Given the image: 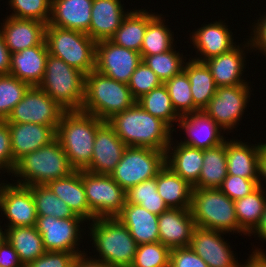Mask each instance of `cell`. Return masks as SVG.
Segmentation results:
<instances>
[{
    "label": "cell",
    "instance_id": "17",
    "mask_svg": "<svg viewBox=\"0 0 266 267\" xmlns=\"http://www.w3.org/2000/svg\"><path fill=\"white\" fill-rule=\"evenodd\" d=\"M225 232L195 227L190 247L200 256L208 267H238V256L225 241ZM223 236V237H222ZM237 257V258H236Z\"/></svg>",
    "mask_w": 266,
    "mask_h": 267
},
{
    "label": "cell",
    "instance_id": "28",
    "mask_svg": "<svg viewBox=\"0 0 266 267\" xmlns=\"http://www.w3.org/2000/svg\"><path fill=\"white\" fill-rule=\"evenodd\" d=\"M166 165L183 180L194 186L201 173L203 150L184 145L172 137L166 150Z\"/></svg>",
    "mask_w": 266,
    "mask_h": 267
},
{
    "label": "cell",
    "instance_id": "35",
    "mask_svg": "<svg viewBox=\"0 0 266 267\" xmlns=\"http://www.w3.org/2000/svg\"><path fill=\"white\" fill-rule=\"evenodd\" d=\"M227 176L226 141L203 150V165L193 188L219 189Z\"/></svg>",
    "mask_w": 266,
    "mask_h": 267
},
{
    "label": "cell",
    "instance_id": "5",
    "mask_svg": "<svg viewBox=\"0 0 266 267\" xmlns=\"http://www.w3.org/2000/svg\"><path fill=\"white\" fill-rule=\"evenodd\" d=\"M135 102L128 84L118 82L97 70L86 74L82 111L107 122Z\"/></svg>",
    "mask_w": 266,
    "mask_h": 267
},
{
    "label": "cell",
    "instance_id": "39",
    "mask_svg": "<svg viewBox=\"0 0 266 267\" xmlns=\"http://www.w3.org/2000/svg\"><path fill=\"white\" fill-rule=\"evenodd\" d=\"M32 191L37 216H52L59 219L80 217L47 185L28 186Z\"/></svg>",
    "mask_w": 266,
    "mask_h": 267
},
{
    "label": "cell",
    "instance_id": "12",
    "mask_svg": "<svg viewBox=\"0 0 266 267\" xmlns=\"http://www.w3.org/2000/svg\"><path fill=\"white\" fill-rule=\"evenodd\" d=\"M85 222L87 221L82 217L59 219L52 216H37L36 228L42 236L46 251L82 254L87 250L84 248L82 251L79 248L80 243H83V235L86 236V229L83 228L87 224Z\"/></svg>",
    "mask_w": 266,
    "mask_h": 267
},
{
    "label": "cell",
    "instance_id": "19",
    "mask_svg": "<svg viewBox=\"0 0 266 267\" xmlns=\"http://www.w3.org/2000/svg\"><path fill=\"white\" fill-rule=\"evenodd\" d=\"M245 40L246 41L243 42L244 44L239 43L230 51L204 61L210 69L217 87L237 86L250 83V81H247V78H244L245 75H243L247 67L246 54L252 53V51H250L251 45L249 40L247 38Z\"/></svg>",
    "mask_w": 266,
    "mask_h": 267
},
{
    "label": "cell",
    "instance_id": "18",
    "mask_svg": "<svg viewBox=\"0 0 266 267\" xmlns=\"http://www.w3.org/2000/svg\"><path fill=\"white\" fill-rule=\"evenodd\" d=\"M183 131L180 143L198 149H208L220 145L228 138L224 130L203 110L183 115L177 122V131Z\"/></svg>",
    "mask_w": 266,
    "mask_h": 267
},
{
    "label": "cell",
    "instance_id": "52",
    "mask_svg": "<svg viewBox=\"0 0 266 267\" xmlns=\"http://www.w3.org/2000/svg\"><path fill=\"white\" fill-rule=\"evenodd\" d=\"M0 267H24L17 252L5 238L0 242Z\"/></svg>",
    "mask_w": 266,
    "mask_h": 267
},
{
    "label": "cell",
    "instance_id": "29",
    "mask_svg": "<svg viewBox=\"0 0 266 267\" xmlns=\"http://www.w3.org/2000/svg\"><path fill=\"white\" fill-rule=\"evenodd\" d=\"M48 54L47 45H38L11 54L9 74L30 86H38L45 72Z\"/></svg>",
    "mask_w": 266,
    "mask_h": 267
},
{
    "label": "cell",
    "instance_id": "49",
    "mask_svg": "<svg viewBox=\"0 0 266 267\" xmlns=\"http://www.w3.org/2000/svg\"><path fill=\"white\" fill-rule=\"evenodd\" d=\"M77 255L70 252L46 251L26 267H73Z\"/></svg>",
    "mask_w": 266,
    "mask_h": 267
},
{
    "label": "cell",
    "instance_id": "53",
    "mask_svg": "<svg viewBox=\"0 0 266 267\" xmlns=\"http://www.w3.org/2000/svg\"><path fill=\"white\" fill-rule=\"evenodd\" d=\"M255 247V249L253 248ZM251 254H248L247 260L242 263L239 261L238 267H266V251L261 248H256L253 245Z\"/></svg>",
    "mask_w": 266,
    "mask_h": 267
},
{
    "label": "cell",
    "instance_id": "27",
    "mask_svg": "<svg viewBox=\"0 0 266 267\" xmlns=\"http://www.w3.org/2000/svg\"><path fill=\"white\" fill-rule=\"evenodd\" d=\"M117 218L138 245L159 242L158 215L140 205L126 203Z\"/></svg>",
    "mask_w": 266,
    "mask_h": 267
},
{
    "label": "cell",
    "instance_id": "26",
    "mask_svg": "<svg viewBox=\"0 0 266 267\" xmlns=\"http://www.w3.org/2000/svg\"><path fill=\"white\" fill-rule=\"evenodd\" d=\"M262 141L257 144L243 142L241 139L226 140L227 174L258 180V159Z\"/></svg>",
    "mask_w": 266,
    "mask_h": 267
},
{
    "label": "cell",
    "instance_id": "24",
    "mask_svg": "<svg viewBox=\"0 0 266 267\" xmlns=\"http://www.w3.org/2000/svg\"><path fill=\"white\" fill-rule=\"evenodd\" d=\"M123 0H94L88 35L95 42L109 40L131 11L125 10Z\"/></svg>",
    "mask_w": 266,
    "mask_h": 267
},
{
    "label": "cell",
    "instance_id": "56",
    "mask_svg": "<svg viewBox=\"0 0 266 267\" xmlns=\"http://www.w3.org/2000/svg\"><path fill=\"white\" fill-rule=\"evenodd\" d=\"M258 186L266 190V140L262 142V148L258 159Z\"/></svg>",
    "mask_w": 266,
    "mask_h": 267
},
{
    "label": "cell",
    "instance_id": "7",
    "mask_svg": "<svg viewBox=\"0 0 266 267\" xmlns=\"http://www.w3.org/2000/svg\"><path fill=\"white\" fill-rule=\"evenodd\" d=\"M82 71L48 54L43 78L38 85L66 111L81 110L85 95Z\"/></svg>",
    "mask_w": 266,
    "mask_h": 267
},
{
    "label": "cell",
    "instance_id": "46",
    "mask_svg": "<svg viewBox=\"0 0 266 267\" xmlns=\"http://www.w3.org/2000/svg\"><path fill=\"white\" fill-rule=\"evenodd\" d=\"M163 84L156 73L150 69L143 61L137 66L131 75L128 87L132 97L137 100L142 95L149 93L154 88Z\"/></svg>",
    "mask_w": 266,
    "mask_h": 267
},
{
    "label": "cell",
    "instance_id": "37",
    "mask_svg": "<svg viewBox=\"0 0 266 267\" xmlns=\"http://www.w3.org/2000/svg\"><path fill=\"white\" fill-rule=\"evenodd\" d=\"M136 102L145 111L164 121L173 132H177L174 127L181 116L174 109L170 95L164 84L142 95Z\"/></svg>",
    "mask_w": 266,
    "mask_h": 267
},
{
    "label": "cell",
    "instance_id": "48",
    "mask_svg": "<svg viewBox=\"0 0 266 267\" xmlns=\"http://www.w3.org/2000/svg\"><path fill=\"white\" fill-rule=\"evenodd\" d=\"M16 163L13 161L11 151L10 131L6 120H0V174L8 173L11 175ZM1 177L3 175H0Z\"/></svg>",
    "mask_w": 266,
    "mask_h": 267
},
{
    "label": "cell",
    "instance_id": "50",
    "mask_svg": "<svg viewBox=\"0 0 266 267\" xmlns=\"http://www.w3.org/2000/svg\"><path fill=\"white\" fill-rule=\"evenodd\" d=\"M169 267H208L190 246L170 250Z\"/></svg>",
    "mask_w": 266,
    "mask_h": 267
},
{
    "label": "cell",
    "instance_id": "15",
    "mask_svg": "<svg viewBox=\"0 0 266 267\" xmlns=\"http://www.w3.org/2000/svg\"><path fill=\"white\" fill-rule=\"evenodd\" d=\"M141 61L140 52L118 46L110 40L96 44L95 70L118 82L128 84Z\"/></svg>",
    "mask_w": 266,
    "mask_h": 267
},
{
    "label": "cell",
    "instance_id": "44",
    "mask_svg": "<svg viewBox=\"0 0 266 267\" xmlns=\"http://www.w3.org/2000/svg\"><path fill=\"white\" fill-rule=\"evenodd\" d=\"M12 13L18 19H33L48 24L51 17L52 0H8Z\"/></svg>",
    "mask_w": 266,
    "mask_h": 267
},
{
    "label": "cell",
    "instance_id": "30",
    "mask_svg": "<svg viewBox=\"0 0 266 267\" xmlns=\"http://www.w3.org/2000/svg\"><path fill=\"white\" fill-rule=\"evenodd\" d=\"M50 190L63 200L73 212L84 220H94L96 217L90 211L87 203L81 170H75L64 178L55 179L47 184Z\"/></svg>",
    "mask_w": 266,
    "mask_h": 267
},
{
    "label": "cell",
    "instance_id": "58",
    "mask_svg": "<svg viewBox=\"0 0 266 267\" xmlns=\"http://www.w3.org/2000/svg\"><path fill=\"white\" fill-rule=\"evenodd\" d=\"M0 219H1V218H0ZM0 221H1V220H0ZM1 224H2V222H0V242H1L2 239L4 238V231H3L4 228H2Z\"/></svg>",
    "mask_w": 266,
    "mask_h": 267
},
{
    "label": "cell",
    "instance_id": "9",
    "mask_svg": "<svg viewBox=\"0 0 266 267\" xmlns=\"http://www.w3.org/2000/svg\"><path fill=\"white\" fill-rule=\"evenodd\" d=\"M166 165V151L126 147L111 177L125 190L156 177Z\"/></svg>",
    "mask_w": 266,
    "mask_h": 267
},
{
    "label": "cell",
    "instance_id": "33",
    "mask_svg": "<svg viewBox=\"0 0 266 267\" xmlns=\"http://www.w3.org/2000/svg\"><path fill=\"white\" fill-rule=\"evenodd\" d=\"M3 230L4 238L15 249L24 267L46 252L36 226L10 227Z\"/></svg>",
    "mask_w": 266,
    "mask_h": 267
},
{
    "label": "cell",
    "instance_id": "16",
    "mask_svg": "<svg viewBox=\"0 0 266 267\" xmlns=\"http://www.w3.org/2000/svg\"><path fill=\"white\" fill-rule=\"evenodd\" d=\"M213 23H203L201 27L190 32V44H193L194 51L198 54L193 60L204 62L205 60L226 53L234 48L237 42L234 41L232 29L228 28L226 20L218 19Z\"/></svg>",
    "mask_w": 266,
    "mask_h": 267
},
{
    "label": "cell",
    "instance_id": "6",
    "mask_svg": "<svg viewBox=\"0 0 266 267\" xmlns=\"http://www.w3.org/2000/svg\"><path fill=\"white\" fill-rule=\"evenodd\" d=\"M190 210L197 227L247 236L239 227L234 201L220 189L193 188Z\"/></svg>",
    "mask_w": 266,
    "mask_h": 267
},
{
    "label": "cell",
    "instance_id": "1",
    "mask_svg": "<svg viewBox=\"0 0 266 267\" xmlns=\"http://www.w3.org/2000/svg\"><path fill=\"white\" fill-rule=\"evenodd\" d=\"M107 122L128 147L166 151L174 134L164 121L145 111L137 102Z\"/></svg>",
    "mask_w": 266,
    "mask_h": 267
},
{
    "label": "cell",
    "instance_id": "43",
    "mask_svg": "<svg viewBox=\"0 0 266 267\" xmlns=\"http://www.w3.org/2000/svg\"><path fill=\"white\" fill-rule=\"evenodd\" d=\"M30 85L11 74L0 75V120H6Z\"/></svg>",
    "mask_w": 266,
    "mask_h": 267
},
{
    "label": "cell",
    "instance_id": "42",
    "mask_svg": "<svg viewBox=\"0 0 266 267\" xmlns=\"http://www.w3.org/2000/svg\"><path fill=\"white\" fill-rule=\"evenodd\" d=\"M164 85L174 109L180 116L200 111L193 103L190 80L184 70L166 81Z\"/></svg>",
    "mask_w": 266,
    "mask_h": 267
},
{
    "label": "cell",
    "instance_id": "51",
    "mask_svg": "<svg viewBox=\"0 0 266 267\" xmlns=\"http://www.w3.org/2000/svg\"><path fill=\"white\" fill-rule=\"evenodd\" d=\"M263 14H259V19L256 17L257 21L253 20L255 22L252 23L253 25L251 24V33L247 37H249L251 51L253 53L254 51L257 53L260 52L266 59V12L263 11Z\"/></svg>",
    "mask_w": 266,
    "mask_h": 267
},
{
    "label": "cell",
    "instance_id": "13",
    "mask_svg": "<svg viewBox=\"0 0 266 267\" xmlns=\"http://www.w3.org/2000/svg\"><path fill=\"white\" fill-rule=\"evenodd\" d=\"M66 110L38 86H30L6 119L7 123H34L56 131Z\"/></svg>",
    "mask_w": 266,
    "mask_h": 267
},
{
    "label": "cell",
    "instance_id": "40",
    "mask_svg": "<svg viewBox=\"0 0 266 267\" xmlns=\"http://www.w3.org/2000/svg\"><path fill=\"white\" fill-rule=\"evenodd\" d=\"M177 46H174L171 50L154 55H141L142 61L152 69L160 81L164 84L170 80L173 76L179 74L183 68L188 56H184L180 50L176 51Z\"/></svg>",
    "mask_w": 266,
    "mask_h": 267
},
{
    "label": "cell",
    "instance_id": "8",
    "mask_svg": "<svg viewBox=\"0 0 266 267\" xmlns=\"http://www.w3.org/2000/svg\"><path fill=\"white\" fill-rule=\"evenodd\" d=\"M45 42L50 55L85 74L95 70L97 42L86 33L46 26Z\"/></svg>",
    "mask_w": 266,
    "mask_h": 267
},
{
    "label": "cell",
    "instance_id": "2",
    "mask_svg": "<svg viewBox=\"0 0 266 267\" xmlns=\"http://www.w3.org/2000/svg\"><path fill=\"white\" fill-rule=\"evenodd\" d=\"M87 226V236L91 238L94 248L92 251L94 254L97 252L94 256L89 254L91 257L104 261L111 267L131 266L138 244L117 217L95 218Z\"/></svg>",
    "mask_w": 266,
    "mask_h": 267
},
{
    "label": "cell",
    "instance_id": "11",
    "mask_svg": "<svg viewBox=\"0 0 266 267\" xmlns=\"http://www.w3.org/2000/svg\"><path fill=\"white\" fill-rule=\"evenodd\" d=\"M83 185L90 211L96 218L117 217L126 204V191L106 174L81 170Z\"/></svg>",
    "mask_w": 266,
    "mask_h": 267
},
{
    "label": "cell",
    "instance_id": "36",
    "mask_svg": "<svg viewBox=\"0 0 266 267\" xmlns=\"http://www.w3.org/2000/svg\"><path fill=\"white\" fill-rule=\"evenodd\" d=\"M258 186L247 196L234 201L240 229L248 236L258 225L266 204V190Z\"/></svg>",
    "mask_w": 266,
    "mask_h": 267
},
{
    "label": "cell",
    "instance_id": "34",
    "mask_svg": "<svg viewBox=\"0 0 266 267\" xmlns=\"http://www.w3.org/2000/svg\"><path fill=\"white\" fill-rule=\"evenodd\" d=\"M189 58L185 62L183 70L190 80L193 103L202 111L216 94L217 86L207 65Z\"/></svg>",
    "mask_w": 266,
    "mask_h": 267
},
{
    "label": "cell",
    "instance_id": "47",
    "mask_svg": "<svg viewBox=\"0 0 266 267\" xmlns=\"http://www.w3.org/2000/svg\"><path fill=\"white\" fill-rule=\"evenodd\" d=\"M258 187V180L227 174L219 188L231 200L241 199Z\"/></svg>",
    "mask_w": 266,
    "mask_h": 267
},
{
    "label": "cell",
    "instance_id": "41",
    "mask_svg": "<svg viewBox=\"0 0 266 267\" xmlns=\"http://www.w3.org/2000/svg\"><path fill=\"white\" fill-rule=\"evenodd\" d=\"M126 203L140 205L158 216L168 209L158 194L156 177L129 188L126 191Z\"/></svg>",
    "mask_w": 266,
    "mask_h": 267
},
{
    "label": "cell",
    "instance_id": "54",
    "mask_svg": "<svg viewBox=\"0 0 266 267\" xmlns=\"http://www.w3.org/2000/svg\"><path fill=\"white\" fill-rule=\"evenodd\" d=\"M87 252L76 256L73 267H111L104 261L88 256Z\"/></svg>",
    "mask_w": 266,
    "mask_h": 267
},
{
    "label": "cell",
    "instance_id": "32",
    "mask_svg": "<svg viewBox=\"0 0 266 267\" xmlns=\"http://www.w3.org/2000/svg\"><path fill=\"white\" fill-rule=\"evenodd\" d=\"M158 194L168 208L190 209L193 186L165 165L156 176Z\"/></svg>",
    "mask_w": 266,
    "mask_h": 267
},
{
    "label": "cell",
    "instance_id": "23",
    "mask_svg": "<svg viewBox=\"0 0 266 267\" xmlns=\"http://www.w3.org/2000/svg\"><path fill=\"white\" fill-rule=\"evenodd\" d=\"M10 131L13 161L48 145L56 139V130L52 126L34 123H8Z\"/></svg>",
    "mask_w": 266,
    "mask_h": 267
},
{
    "label": "cell",
    "instance_id": "20",
    "mask_svg": "<svg viewBox=\"0 0 266 267\" xmlns=\"http://www.w3.org/2000/svg\"><path fill=\"white\" fill-rule=\"evenodd\" d=\"M126 147L108 122H104L96 131L91 163L84 170L94 174L110 175Z\"/></svg>",
    "mask_w": 266,
    "mask_h": 267
},
{
    "label": "cell",
    "instance_id": "14",
    "mask_svg": "<svg viewBox=\"0 0 266 267\" xmlns=\"http://www.w3.org/2000/svg\"><path fill=\"white\" fill-rule=\"evenodd\" d=\"M1 181L0 212L2 217L8 220L7 224L1 225L2 228L36 226L37 213L31 189L13 182Z\"/></svg>",
    "mask_w": 266,
    "mask_h": 267
},
{
    "label": "cell",
    "instance_id": "38",
    "mask_svg": "<svg viewBox=\"0 0 266 267\" xmlns=\"http://www.w3.org/2000/svg\"><path fill=\"white\" fill-rule=\"evenodd\" d=\"M163 14H157L147 25L140 50L141 55L161 54L171 50L177 41ZM176 42V43H175Z\"/></svg>",
    "mask_w": 266,
    "mask_h": 267
},
{
    "label": "cell",
    "instance_id": "10",
    "mask_svg": "<svg viewBox=\"0 0 266 267\" xmlns=\"http://www.w3.org/2000/svg\"><path fill=\"white\" fill-rule=\"evenodd\" d=\"M251 86V87H250ZM252 85L217 87L216 94L211 98L203 111L211 117L226 133L237 130L244 112L248 109L252 94Z\"/></svg>",
    "mask_w": 266,
    "mask_h": 267
},
{
    "label": "cell",
    "instance_id": "4",
    "mask_svg": "<svg viewBox=\"0 0 266 267\" xmlns=\"http://www.w3.org/2000/svg\"><path fill=\"white\" fill-rule=\"evenodd\" d=\"M60 141L56 138L48 145L28 153L15 166L11 175L14 183L23 186L47 185L74 172Z\"/></svg>",
    "mask_w": 266,
    "mask_h": 267
},
{
    "label": "cell",
    "instance_id": "21",
    "mask_svg": "<svg viewBox=\"0 0 266 267\" xmlns=\"http://www.w3.org/2000/svg\"><path fill=\"white\" fill-rule=\"evenodd\" d=\"M2 21L0 32L11 54L38 45H46V23L33 19H18L7 15Z\"/></svg>",
    "mask_w": 266,
    "mask_h": 267
},
{
    "label": "cell",
    "instance_id": "55",
    "mask_svg": "<svg viewBox=\"0 0 266 267\" xmlns=\"http://www.w3.org/2000/svg\"><path fill=\"white\" fill-rule=\"evenodd\" d=\"M11 53L0 32V75L9 74Z\"/></svg>",
    "mask_w": 266,
    "mask_h": 267
},
{
    "label": "cell",
    "instance_id": "31",
    "mask_svg": "<svg viewBox=\"0 0 266 267\" xmlns=\"http://www.w3.org/2000/svg\"><path fill=\"white\" fill-rule=\"evenodd\" d=\"M157 14L147 9H131L109 40L118 46L140 52L147 25Z\"/></svg>",
    "mask_w": 266,
    "mask_h": 267
},
{
    "label": "cell",
    "instance_id": "45",
    "mask_svg": "<svg viewBox=\"0 0 266 267\" xmlns=\"http://www.w3.org/2000/svg\"><path fill=\"white\" fill-rule=\"evenodd\" d=\"M170 249L160 241L140 244L130 267H169Z\"/></svg>",
    "mask_w": 266,
    "mask_h": 267
},
{
    "label": "cell",
    "instance_id": "3",
    "mask_svg": "<svg viewBox=\"0 0 266 267\" xmlns=\"http://www.w3.org/2000/svg\"><path fill=\"white\" fill-rule=\"evenodd\" d=\"M101 119L82 110L65 111L56 131L71 166L84 170L90 163L97 129Z\"/></svg>",
    "mask_w": 266,
    "mask_h": 267
},
{
    "label": "cell",
    "instance_id": "22",
    "mask_svg": "<svg viewBox=\"0 0 266 267\" xmlns=\"http://www.w3.org/2000/svg\"><path fill=\"white\" fill-rule=\"evenodd\" d=\"M195 227L190 209L168 208L158 216L159 241L170 250L188 247Z\"/></svg>",
    "mask_w": 266,
    "mask_h": 267
},
{
    "label": "cell",
    "instance_id": "25",
    "mask_svg": "<svg viewBox=\"0 0 266 267\" xmlns=\"http://www.w3.org/2000/svg\"><path fill=\"white\" fill-rule=\"evenodd\" d=\"M94 0H52L47 26L80 31L88 35Z\"/></svg>",
    "mask_w": 266,
    "mask_h": 267
},
{
    "label": "cell",
    "instance_id": "57",
    "mask_svg": "<svg viewBox=\"0 0 266 267\" xmlns=\"http://www.w3.org/2000/svg\"><path fill=\"white\" fill-rule=\"evenodd\" d=\"M252 235L257 239L259 238L258 240L261 242H266V204L258 225L248 236L251 237Z\"/></svg>",
    "mask_w": 266,
    "mask_h": 267
}]
</instances>
